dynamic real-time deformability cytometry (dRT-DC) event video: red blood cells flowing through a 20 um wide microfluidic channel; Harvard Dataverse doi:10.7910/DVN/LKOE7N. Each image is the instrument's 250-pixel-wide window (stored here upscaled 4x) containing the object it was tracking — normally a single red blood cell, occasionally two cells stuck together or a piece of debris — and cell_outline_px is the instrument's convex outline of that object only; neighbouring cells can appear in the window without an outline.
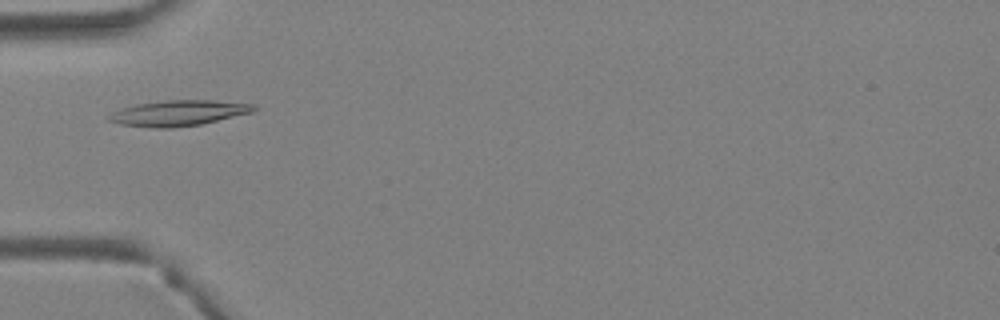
{"species": "Egyptian fruit bat (a non-hibernating species)", "species_latin": "Rousettus aegyptiacus", "temperature_condition": "warm", "stored_images_in_passage": 31, "camera_frame_rate_fps": 3000, "um_per_image_px": 0.085, "animal": {"sex": "female"}, "frame": {"image": 1, "passage_image": 4, "time_ms": 1.0, "image_size_px": [1000, 320], "cell_outline_px": [[260, 108], [252, 112], [200, 124], [172, 128], [152, 128], [120, 124], [108, 120], [108, 116], [112, 112], [136, 104], [168, 100], [212, 100], [256, 104]], "centroid_in_image_um": [15.21, 9.61], "position_along_channel_um": 69.8, "area_um2": 21.5}}
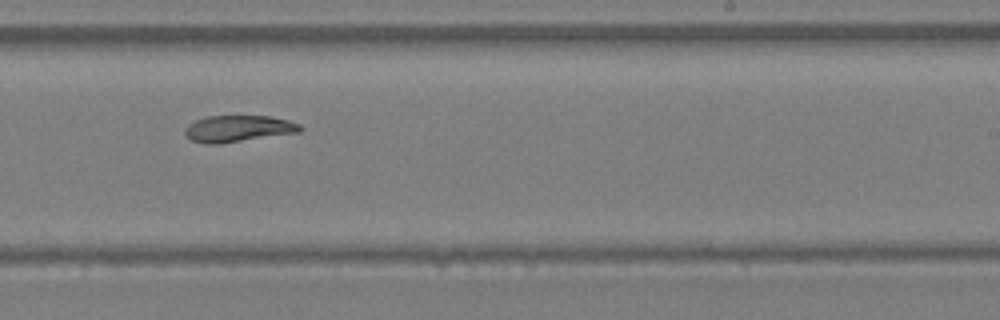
{"frame": {"image": 2, "passage_image": 16, "time_ms": 5.0, "image_size_px": [1000, 320], "cell_outline_px": [[304, 128], [300, 132], [220, 144], [204, 144], [192, 140], [184, 132], [184, 128], [188, 124], [196, 120], [208, 116], [272, 116], [288, 120], [300, 124]], "centroid_in_image_um": [20.26, 10.93], "position_along_channel_um": 268.7, "area_um2": 17.92}}
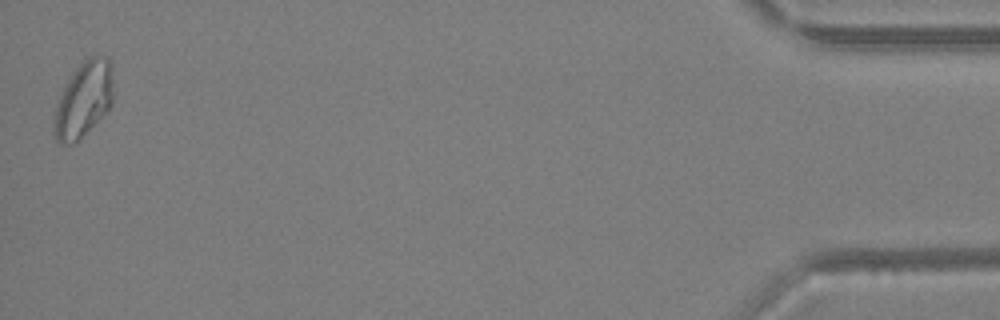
{"frame": {"image": 3, "passage_image": 31, "time_ms": 10.0, "image_size_px": [1000, 320], "cell_outline_px": [[112, 104], [80, 140], [72, 144], [60, 144], [56, 140], [52, 132], [52, 128], [56, 104], [72, 72], [88, 56], [108, 56], [112, 64]], "centroid_in_image_um": [7.09, 8.47], "position_along_channel_um": 428.1, "area_um2": 26.18}, "authors_computed_cell_mechanics": {"area_um2": 19.0162, "velocity_mm_per_s": 4.9974, "shape_relaxation_time_tau1_ms": null, "shape_relaxation_time_tau2_ms": 7.6424, "deformation_change_tau1": null, "deformation_change_tau2": 0.1381}}